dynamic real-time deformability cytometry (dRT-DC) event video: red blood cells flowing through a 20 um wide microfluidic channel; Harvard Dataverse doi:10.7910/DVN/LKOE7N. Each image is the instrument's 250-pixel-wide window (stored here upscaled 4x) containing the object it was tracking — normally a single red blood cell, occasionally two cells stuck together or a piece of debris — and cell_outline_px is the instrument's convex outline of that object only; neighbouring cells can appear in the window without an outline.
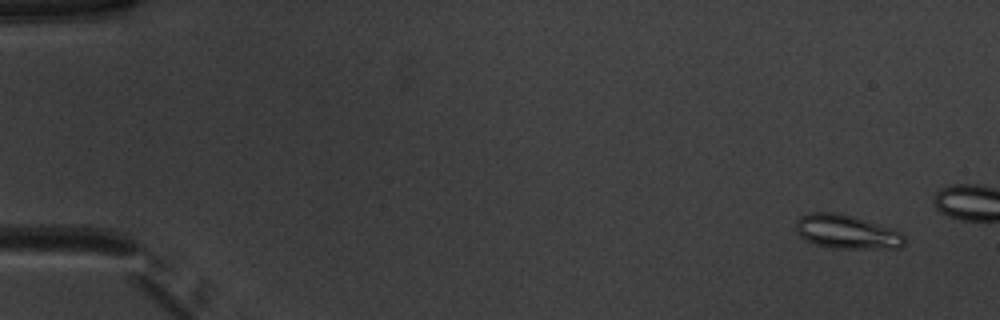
{"species": "common noctule bat (a hibernating species)", "species_latin": "Nyctalus noctula", "temperature_condition": "warm", "stored_images_in_passage": 14, "camera_frame_rate_fps": 3000, "um_per_image_px": 0.085, "animal": {"sex": "male", "body_mass_g": 20.1, "forearm_length_mm": 53.5}, "frame": {"image": 1, "passage_image": 3, "time_ms": 0.667, "image_size_px": [1000, 320], "cell_outline_px": [[908, 240], [900, 248], [832, 248], [816, 244], [800, 236], [796, 232], [796, 220], [800, 216], [808, 212], [836, 212], [852, 216], [892, 228], [900, 232]], "centroid_in_image_um": [71.97, 19.7], "position_along_channel_um": 13.0, "area_um2": 21.5}}